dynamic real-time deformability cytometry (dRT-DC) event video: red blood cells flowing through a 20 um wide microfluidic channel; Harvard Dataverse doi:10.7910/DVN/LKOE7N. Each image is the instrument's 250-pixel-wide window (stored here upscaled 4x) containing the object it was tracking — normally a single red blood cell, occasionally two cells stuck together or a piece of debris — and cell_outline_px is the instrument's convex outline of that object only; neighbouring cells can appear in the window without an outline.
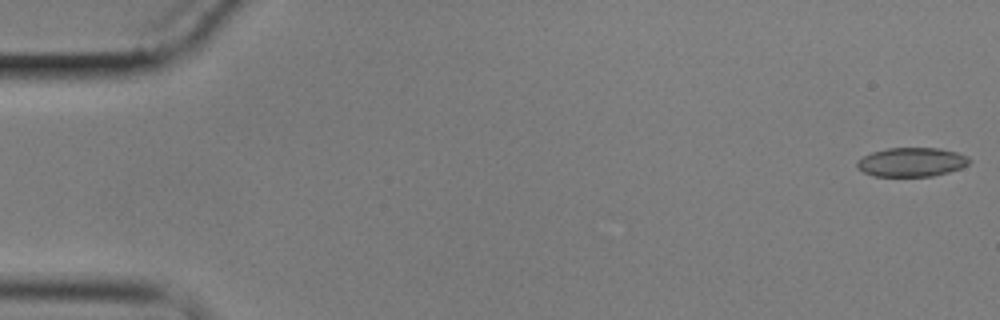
{"species": "common noctule bat (a hibernating species)", "species_latin": "Nyctalus noctula", "temperature_condition": "cold", "stored_images_in_passage": 5, "camera_frame_rate_fps": 3000, "um_per_image_px": 0.085, "animal": {"sex": "male", "body_mass_g": 17.9}, "frame": {"image": 1, "passage_image": 1, "time_ms": 0.0, "image_size_px": [1000, 320], "cell_outline_px": [[972, 160], [968, 164], [960, 168], [948, 172], [932, 176], [872, 176], [856, 168], [856, 160], [872, 152], [888, 148], [940, 148], [956, 152], [968, 156]], "centroid_in_image_um": [77.47, 13.78], "position_along_channel_um": 7.5, "area_um2": 19.07}}
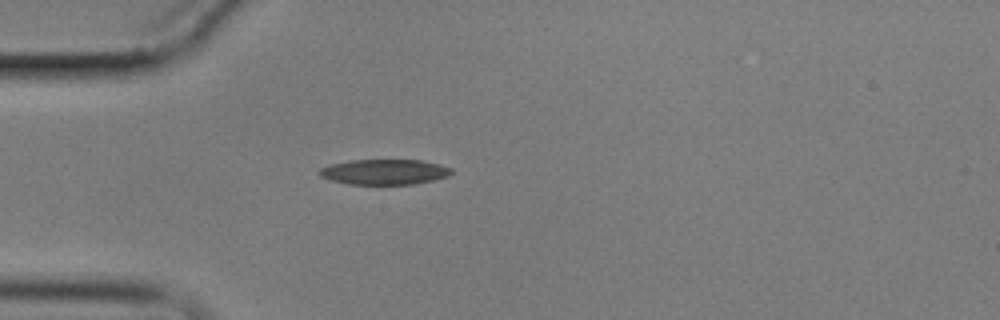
{"frame": {"image": 2, "passage_image": 5, "time_ms": 5.333, "image_size_px": [1000, 320], "cell_outline_px": [[452, 172], [448, 176], [416, 184], [348, 184], [332, 180], [320, 176], [316, 172], [320, 168], [328, 164], [348, 160], [420, 160], [440, 164], [452, 168]], "centroid_in_image_um": [32.64, 14.6], "position_along_channel_um": 52.4, "area_um2": 19.59}}